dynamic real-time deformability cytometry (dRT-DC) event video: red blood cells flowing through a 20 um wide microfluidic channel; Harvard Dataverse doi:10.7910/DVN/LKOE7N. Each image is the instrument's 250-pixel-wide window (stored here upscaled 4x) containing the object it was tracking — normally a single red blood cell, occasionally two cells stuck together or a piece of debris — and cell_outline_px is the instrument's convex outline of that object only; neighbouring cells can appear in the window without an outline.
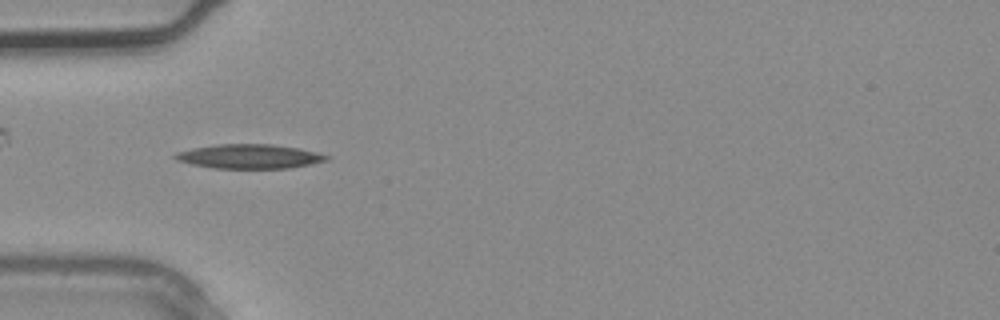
{"species": "common noctule bat (a hibernating species)", "species_latin": "Nyctalus noctula", "temperature_condition": "warm", "stored_images_in_passage": 3, "camera_frame_rate_fps": 3000, "um_per_image_px": 0.085, "animal": {"sex": "male", "body_mass_g": 20.4}, "frame": {"image": 1, "passage_image": 3, "time_ms": 0.667, "image_size_px": [1000, 320], "cell_outline_px": [[328, 160], [288, 168], [212, 168], [192, 164], [176, 160], [172, 156], [176, 152], [192, 148], [216, 144], [272, 144], [296, 148], [316, 152], [328, 156]], "centroid_in_image_um": [21.12, 13.29], "position_along_channel_um": 63.9, "area_um2": 21.21}}